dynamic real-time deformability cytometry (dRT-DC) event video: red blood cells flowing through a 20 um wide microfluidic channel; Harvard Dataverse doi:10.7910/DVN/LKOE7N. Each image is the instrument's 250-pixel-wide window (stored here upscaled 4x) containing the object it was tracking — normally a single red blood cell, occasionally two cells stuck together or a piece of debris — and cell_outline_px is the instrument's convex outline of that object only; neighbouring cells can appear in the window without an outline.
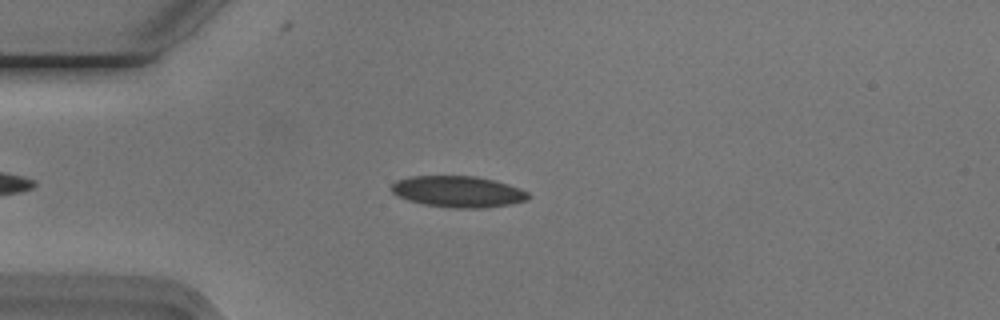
{"species": "Egyptian fruit bat (a non-hibernating species)", "species_latin": "Rousettus aegyptiacus", "temperature_condition": "cold", "stored_images_in_passage": 49, "camera_frame_rate_fps": 3000, "um_per_image_px": 0.085, "animal": {"sex": "male"}, "frame": {"image": 1, "passage_image": 9, "time_ms": 2.667, "image_size_px": [1000, 320], "cell_outline_px": [[532, 196], [528, 200], [512, 204], [488, 208], [452, 208], [424, 204], [408, 200], [396, 196], [388, 188], [396, 180], [408, 176], [476, 176], [496, 180], [520, 188], [528, 192]], "centroid_in_image_um": [38.95, 16.29], "position_along_channel_um": 46.1, "area_um2": 25.43}}
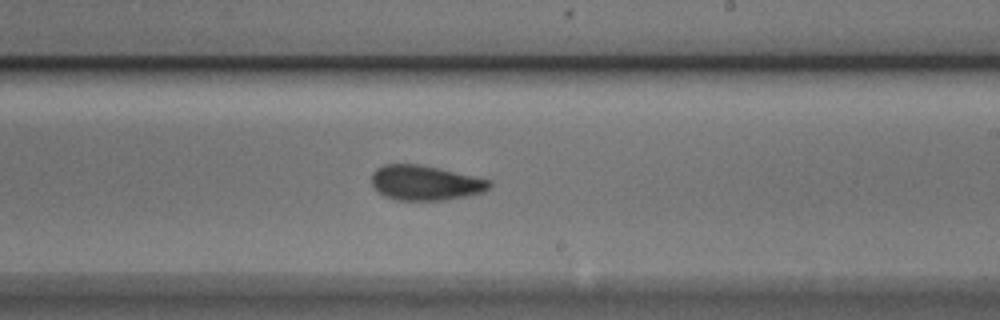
{"frame": {"image": 2, "passage_image": 27, "time_ms": 8.667, "image_size_px": [1000, 320], "cell_outline_px": [[492, 184], [484, 192], [468, 196], [444, 200], [392, 200], [384, 196], [372, 184], [372, 172], [376, 168], [384, 164], [420, 164], [492, 180]], "centroid_in_image_um": [36.15, 15.54], "position_along_channel_um": 252.8, "area_um2": 24.04}}
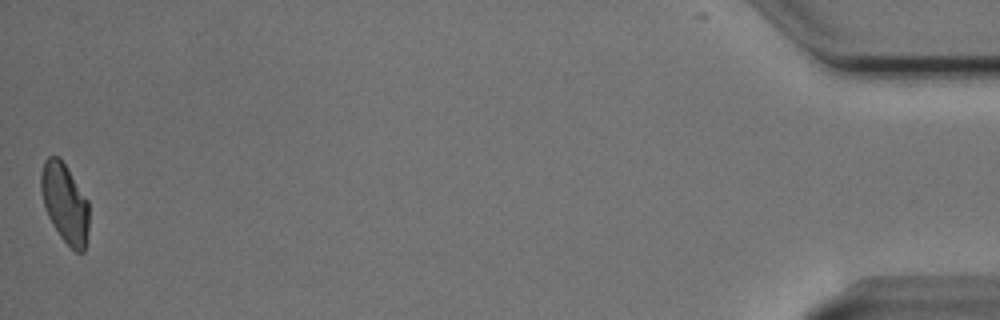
{"frame": {"image": 3, "passage_image": 49, "time_ms": 16.0, "image_size_px": [1000, 320], "cell_outline_px": [[88, 228], [84, 252], [76, 252], [60, 236], [52, 224], [48, 216], [44, 204], [40, 188], [40, 172], [44, 160], [48, 156], [56, 156], [64, 164], [88, 200]], "centroid_in_image_um": [5.49, 17.26], "position_along_channel_um": 429.7, "area_um2": 21.91}, "authors_computed_cell_mechanics": {"area_um2": 24.0448, "velocity_mm_per_s": 3.7433, "shape_relaxation_time_tau1_ms": 4.5145, "shape_relaxation_time_tau2_ms": 2.2178, "deformation_change_tau1": 0.1106, "deformation_change_tau2": 0.0792}}